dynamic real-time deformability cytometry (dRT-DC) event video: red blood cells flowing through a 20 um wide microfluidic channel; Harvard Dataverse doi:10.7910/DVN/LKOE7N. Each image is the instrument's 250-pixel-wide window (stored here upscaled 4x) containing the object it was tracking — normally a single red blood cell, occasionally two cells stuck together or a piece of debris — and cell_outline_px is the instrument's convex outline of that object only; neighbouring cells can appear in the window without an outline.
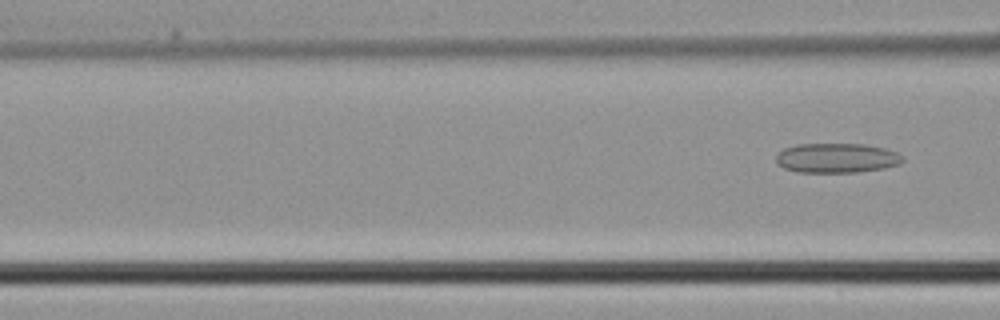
{"species": "common noctule bat (a hibernating species)", "species_latin": "Nyctalus noctula", "temperature_condition": "cold", "stored_images_in_passage": 6, "segment_of_instrument_passage": [2, 2], "camera_frame_rate_fps": 3000, "um_per_image_px": 0.085, "animal": {"sex": "male", "body_mass_g": 21.5, "forearm_length_mm": 52.0}, "frame": {"image": 1, "passage_image": 6, "time_ms": 1.667, "image_size_px": [1000, 320], "cell_outline_px": [[904, 160], [900, 164], [884, 168], [856, 172], [800, 172], [784, 168], [776, 160], [776, 156], [784, 148], [796, 144], [864, 144], [884, 148], [896, 152], [904, 156]], "centroid_in_image_um": [71.15, 13.42], "position_along_channel_um": 95.4, "area_um2": 21.79}}